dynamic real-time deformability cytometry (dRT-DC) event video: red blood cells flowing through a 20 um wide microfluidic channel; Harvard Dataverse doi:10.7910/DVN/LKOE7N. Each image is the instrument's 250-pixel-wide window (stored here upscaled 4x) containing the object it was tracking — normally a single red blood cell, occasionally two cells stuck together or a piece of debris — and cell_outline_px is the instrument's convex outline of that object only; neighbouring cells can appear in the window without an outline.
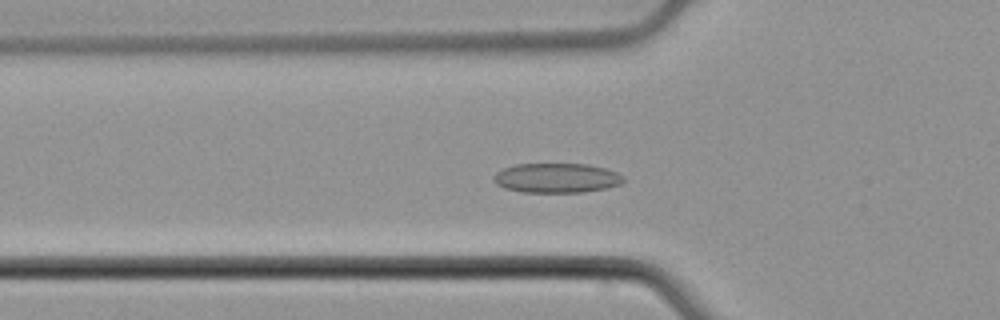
{"species": "common noctule bat (a hibernating species)", "species_latin": "Nyctalus noctula", "temperature_condition": "cold", "stored_images_in_passage": 53, "camera_frame_rate_fps": 3000, "um_per_image_px": 0.085, "animal": {"sex": "male", "body_mass_g": 21.5, "forearm_length_mm": 52.0}, "frame": {"image": 1, "passage_image": 18, "time_ms": 5.667, "image_size_px": [1000, 320], "cell_outline_px": [[624, 180], [620, 184], [608, 188], [584, 192], [524, 192], [504, 188], [496, 184], [492, 180], [492, 176], [496, 172], [504, 168], [516, 164], [588, 164], [604, 168], [616, 172], [624, 176]], "centroid_in_image_um": [47.3, 15.13], "position_along_channel_um": 78.5, "area_um2": 22.48}}
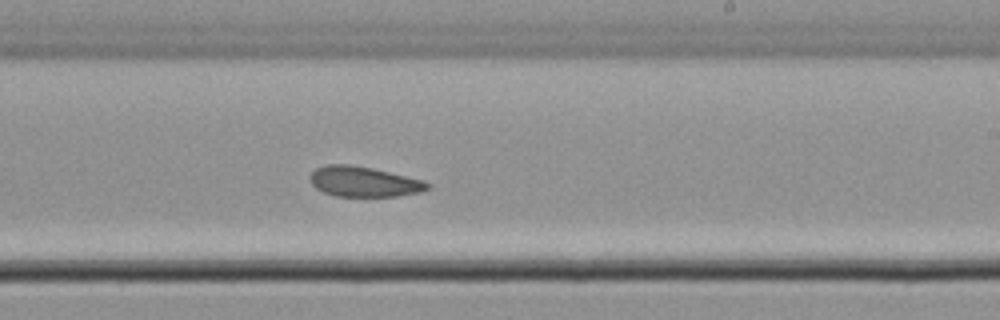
{"frame": {"image": 2, "passage_image": 32, "time_ms": 10.333, "image_size_px": [1000, 320], "cell_outline_px": [[432, 184], [428, 188], [420, 192], [396, 196], [336, 196], [324, 192], [316, 188], [312, 184], [312, 172], [316, 168], [328, 164], [348, 164], [372, 168], [424, 180]], "centroid_in_image_um": [30.96, 15.44], "position_along_channel_um": 258.0, "area_um2": 20.46}}
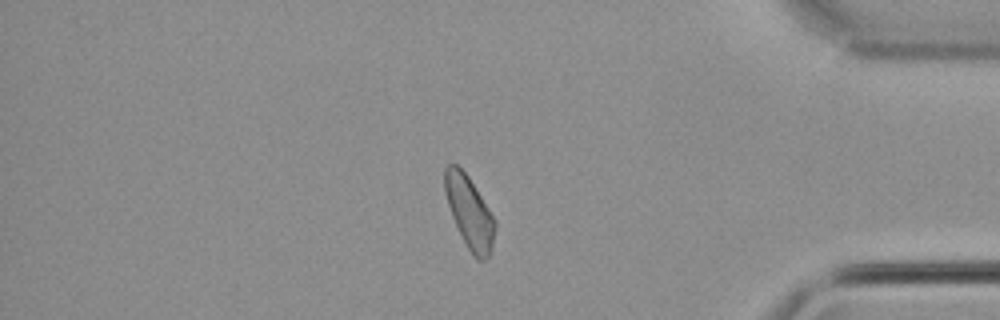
{"frame": {"image": 3, "passage_image": 45, "time_ms": 14.667, "image_size_px": [1000, 320], "cell_outline_px": [[496, 228], [492, 252], [484, 260], [476, 260], [472, 256], [452, 216], [444, 192], [444, 168], [448, 164], [456, 164], [468, 176], [496, 220]], "centroid_in_image_um": [39.92, 18.06], "position_along_channel_um": 395.3, "area_um2": 21.04}, "authors_computed_cell_mechanics": {"area_um2": 21.8484, "velocity_mm_per_s": 3.8619, "shape_relaxation_time_tau1_ms": 4.5574, "shape_relaxation_time_tau2_ms": 3.1779, "deformation_change_tau1": 0.0541, "deformation_change_tau2": 0.0945}}